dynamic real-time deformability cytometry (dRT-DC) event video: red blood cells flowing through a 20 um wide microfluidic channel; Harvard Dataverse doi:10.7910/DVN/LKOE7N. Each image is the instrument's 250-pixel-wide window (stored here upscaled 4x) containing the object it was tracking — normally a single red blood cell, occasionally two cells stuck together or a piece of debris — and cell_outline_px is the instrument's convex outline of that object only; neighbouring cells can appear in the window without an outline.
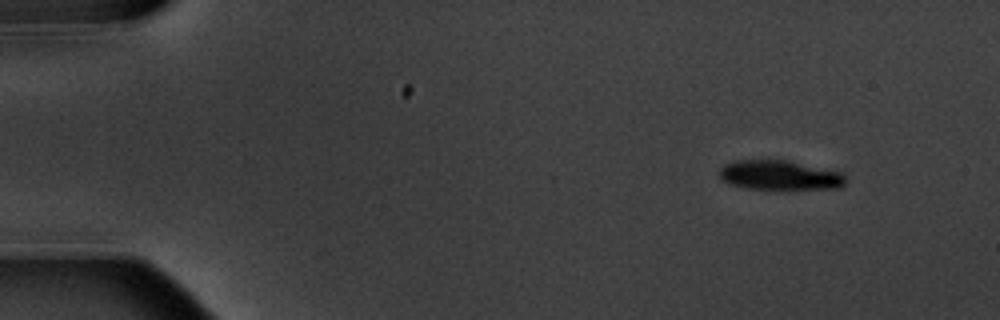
{"species": "common noctule bat (a hibernating species)", "species_latin": "Nyctalus noctula", "temperature_condition": "warm", "stored_images_in_passage": 4, "camera_frame_rate_fps": 3000, "um_per_image_px": 0.085, "animal": {"sex": "male", "body_mass_g": 20.1, "forearm_length_mm": 53.5}, "frame": {"image": 1, "passage_image": 1, "time_ms": 0.0, "image_size_px": [1000, 320], "cell_outline_px": [[844, 184], [840, 188], [788, 192], [748, 188], [732, 184], [724, 180], [720, 176], [720, 168], [724, 164], [732, 160], [788, 160], [840, 172], [844, 176]], "centroid_in_image_um": [66.31, 14.94], "position_along_channel_um": 18.7, "area_um2": 22.54}}
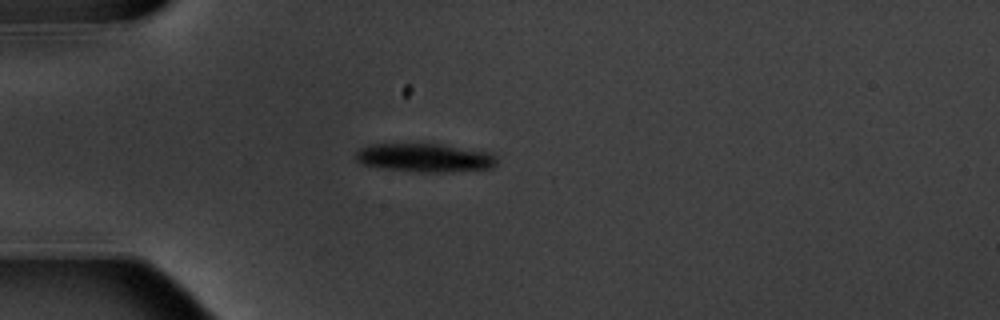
{"frame": {"image": 2, "passage_image": 4, "time_ms": 3.333, "image_size_px": [1000, 320], "cell_outline_px": [[496, 164], [492, 168], [448, 172], [420, 172], [384, 168], [364, 164], [356, 160], [356, 152], [360, 148], [368, 144], [440, 144], [492, 152], [496, 156]], "centroid_in_image_um": [36.14, 13.4], "position_along_channel_um": 48.9, "area_um2": 23.47}}